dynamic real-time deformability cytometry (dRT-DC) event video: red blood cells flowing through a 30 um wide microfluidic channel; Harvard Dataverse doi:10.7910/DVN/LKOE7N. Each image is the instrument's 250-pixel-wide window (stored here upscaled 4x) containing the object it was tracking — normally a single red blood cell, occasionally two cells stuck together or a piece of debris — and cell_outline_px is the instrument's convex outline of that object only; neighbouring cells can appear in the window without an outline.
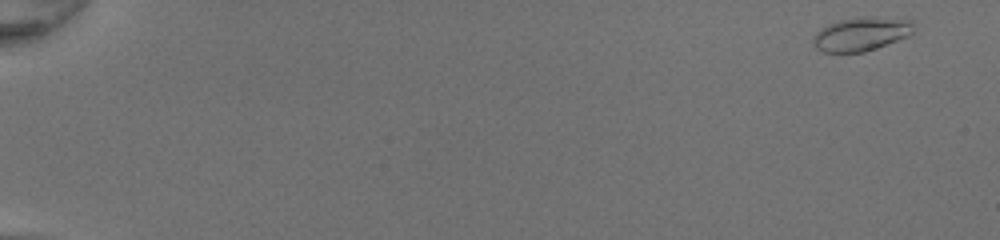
{"species": "common noctule bat (a hibernating species)", "species_latin": "Nyctalus noctula", "temperature_condition": "room temperature", "stored_images_in_passage": 49, "camera_frame_rate_fps": 3000, "um_per_image_px": 0.085, "animal": {"sex": "female", "body_mass_g": 20.0, "forearm_length_mm": 54.0}, "frame": {"image": 1, "passage_image": 1, "time_ms": 0.0, "image_size_px": [1000, 240], "cell_outline_px": [[916, 24], [912, 32], [908, 36], [876, 48], [864, 52], [824, 52], [816, 48], [812, 44], [812, 36], [816, 32], [828, 24], [840, 20], [916, 20]], "centroid_in_image_um": [73.16, 2.96], "position_along_channel_um": 11.8, "area_um2": 18.79}}
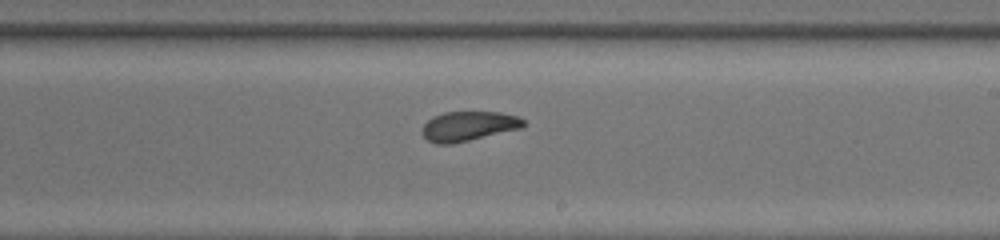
{"frame": {"image": 2, "passage_image": 31, "time_ms": 10.0, "image_size_px": [1000, 240], "cell_outline_px": [[524, 124], [520, 128], [452, 144], [436, 144], [428, 140], [424, 136], [424, 124], [432, 116], [444, 112], [500, 112], [516, 116], [524, 120]], "centroid_in_image_um": [39.8, 10.71], "position_along_channel_um": 249.2, "area_um2": 17.17}}
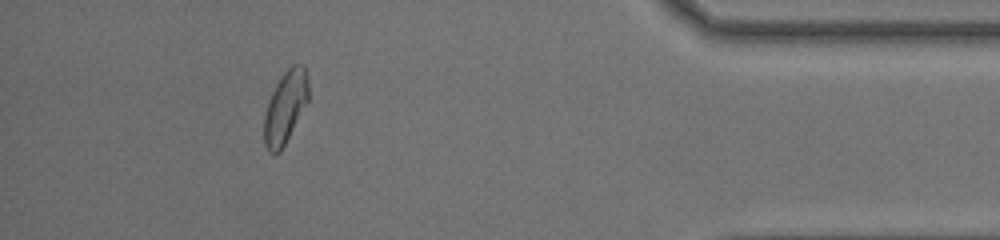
{"frame": {"image": 3, "passage_image": 45, "time_ms": 14.667, "image_size_px": [1000, 240], "cell_outline_px": [[308, 100], [280, 152], [268, 152], [264, 144], [264, 116], [268, 100], [276, 84], [284, 72], [292, 64], [304, 64], [308, 76]], "centroid_in_image_um": [24.25, 9.07], "position_along_channel_um": 411.0, "area_um2": 18.5}, "authors_computed_cell_mechanics": {"area_um2": 18.2648, "velocity_mm_per_s": 4.3129, "shape_relaxation_time_tau1_ms": 7.0927, "shape_relaxation_time_tau2_ms": 1.8746, "deformation_change_tau1": 0.1638, "deformation_change_tau2": 0.0762}}